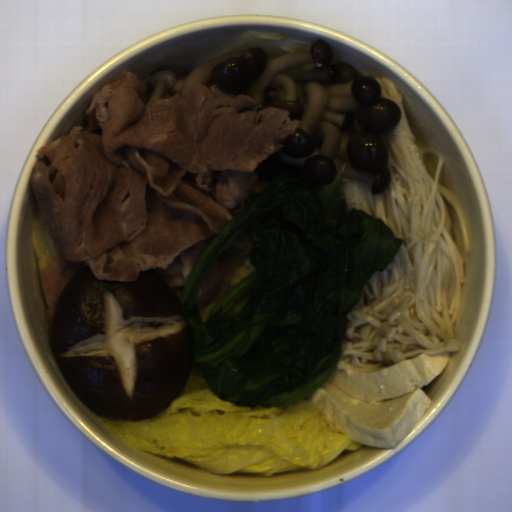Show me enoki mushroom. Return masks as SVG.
<instances>
[{"label": "enoki mushroom", "mask_w": 512, "mask_h": 512, "mask_svg": "<svg viewBox=\"0 0 512 512\" xmlns=\"http://www.w3.org/2000/svg\"><path fill=\"white\" fill-rule=\"evenodd\" d=\"M379 99L401 109L394 130L380 135L388 153L390 182L375 196L368 183L347 180L348 212L364 210L382 219L403 243L383 272L364 284L361 300L347 314L342 352L335 366L380 368L417 353H456L455 338L463 287L465 255L471 243L463 206L455 191L439 182L443 153L418 147L403 94L389 78L372 77Z\"/></svg>", "instance_id": "1"}]
</instances>
